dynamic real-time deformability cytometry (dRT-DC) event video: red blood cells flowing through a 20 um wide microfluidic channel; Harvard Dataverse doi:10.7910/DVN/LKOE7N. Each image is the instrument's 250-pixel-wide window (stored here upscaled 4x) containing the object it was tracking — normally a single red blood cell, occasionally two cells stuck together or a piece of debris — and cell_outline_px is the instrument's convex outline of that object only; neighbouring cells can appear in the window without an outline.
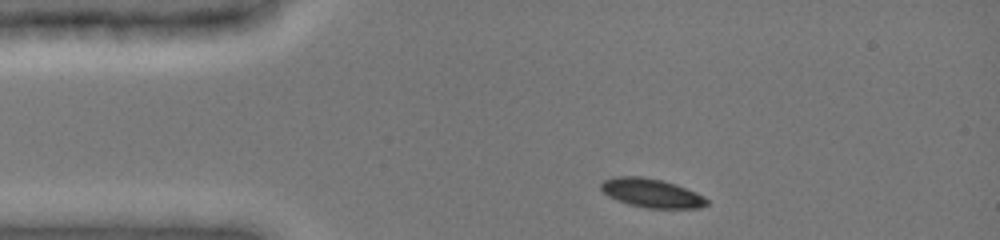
{"species": "common noctule bat (a hibernating species)", "species_latin": "Nyctalus noctula", "temperature_condition": "cold", "stored_images_in_passage": 3, "camera_frame_rate_fps": 3000, "um_per_image_px": 0.085, "animal": {"sex": "female", "body_mass_g": 19.0, "forearm_length_mm": 51.5}, "frame": {"image": 1, "passage_image": 1, "time_ms": 0.0, "image_size_px": [1000, 240], "cell_outline_px": [[708, 204], [700, 208], [648, 208], [628, 204], [616, 200], [608, 196], [600, 188], [600, 184], [604, 180], [616, 176], [640, 176], [664, 180], [676, 184], [696, 192], [704, 196], [708, 200]], "centroid_in_image_um": [55.38, 16.4], "position_along_channel_um": 29.6, "area_um2": 17.92}}